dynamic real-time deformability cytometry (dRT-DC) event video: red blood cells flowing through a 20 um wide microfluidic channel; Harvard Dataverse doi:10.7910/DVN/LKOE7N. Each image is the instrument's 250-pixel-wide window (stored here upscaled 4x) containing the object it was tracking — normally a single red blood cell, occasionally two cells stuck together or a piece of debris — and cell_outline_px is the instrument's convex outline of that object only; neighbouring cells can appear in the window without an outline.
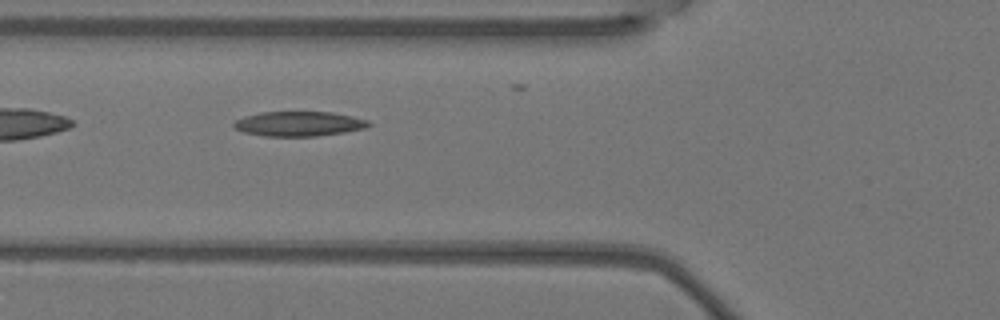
{"species": "Egyptian fruit bat (a non-hibernating species)", "species_latin": "Rousettus aegyptiacus", "temperature_condition": "warm", "stored_images_in_passage": 3, "camera_frame_rate_fps": 3000, "um_per_image_px": 0.085, "animal": {"sex": "female"}, "frame": {"image": 1, "passage_image": 2, "time_ms": 0.333, "image_size_px": [1000, 320], "cell_outline_px": [[372, 124], [368, 128], [344, 132], [316, 136], [264, 136], [244, 132], [236, 128], [232, 124], [236, 120], [244, 116], [260, 112], [332, 112], [352, 116], [368, 120]], "centroid_in_image_um": [25.44, 10.52], "position_along_channel_um": 100.4, "area_um2": 19.48}}